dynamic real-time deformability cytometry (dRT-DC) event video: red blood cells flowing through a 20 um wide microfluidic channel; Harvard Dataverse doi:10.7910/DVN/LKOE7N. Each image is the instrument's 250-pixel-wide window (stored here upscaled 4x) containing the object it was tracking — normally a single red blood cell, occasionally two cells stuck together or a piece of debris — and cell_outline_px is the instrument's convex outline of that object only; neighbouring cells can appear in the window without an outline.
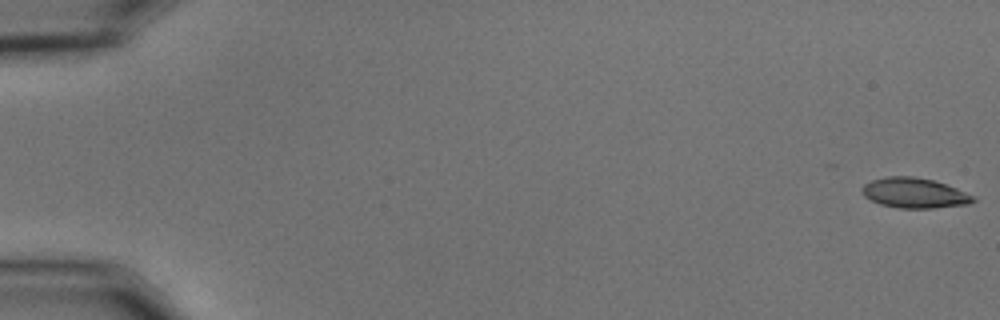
{"species": "common noctule bat (a hibernating species)", "species_latin": "Nyctalus noctula", "temperature_condition": "cold", "stored_images_in_passage": 22, "camera_frame_rate_fps": 3000, "um_per_image_px": 0.085, "animal": {"sex": "male", "body_mass_g": 15.6}, "frame": {"image": 1, "passage_image": 1, "time_ms": 0.0, "image_size_px": [1000, 320], "cell_outline_px": [[976, 200], [968, 204], [932, 208], [900, 208], [880, 204], [864, 196], [860, 188], [864, 184], [872, 180], [888, 176], [912, 176], [932, 180], [956, 188], [972, 196]], "centroid_in_image_um": [77.68, 16.4], "position_along_channel_um": 7.3, "area_um2": 19.25}}